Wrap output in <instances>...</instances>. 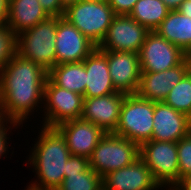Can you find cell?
Instances as JSON below:
<instances>
[{
	"label": "cell",
	"instance_id": "obj_20",
	"mask_svg": "<svg viewBox=\"0 0 191 190\" xmlns=\"http://www.w3.org/2000/svg\"><path fill=\"white\" fill-rule=\"evenodd\" d=\"M155 32L180 47L187 55L191 54V18L178 10H170L167 17Z\"/></svg>",
	"mask_w": 191,
	"mask_h": 190
},
{
	"label": "cell",
	"instance_id": "obj_10",
	"mask_svg": "<svg viewBox=\"0 0 191 190\" xmlns=\"http://www.w3.org/2000/svg\"><path fill=\"white\" fill-rule=\"evenodd\" d=\"M150 31L129 15H115L98 48L107 51L139 53Z\"/></svg>",
	"mask_w": 191,
	"mask_h": 190
},
{
	"label": "cell",
	"instance_id": "obj_21",
	"mask_svg": "<svg viewBox=\"0 0 191 190\" xmlns=\"http://www.w3.org/2000/svg\"><path fill=\"white\" fill-rule=\"evenodd\" d=\"M48 78L57 86L82 96L86 89V70L83 61L55 65Z\"/></svg>",
	"mask_w": 191,
	"mask_h": 190
},
{
	"label": "cell",
	"instance_id": "obj_24",
	"mask_svg": "<svg viewBox=\"0 0 191 190\" xmlns=\"http://www.w3.org/2000/svg\"><path fill=\"white\" fill-rule=\"evenodd\" d=\"M56 190H102V177L91 167L80 174H64Z\"/></svg>",
	"mask_w": 191,
	"mask_h": 190
},
{
	"label": "cell",
	"instance_id": "obj_17",
	"mask_svg": "<svg viewBox=\"0 0 191 190\" xmlns=\"http://www.w3.org/2000/svg\"><path fill=\"white\" fill-rule=\"evenodd\" d=\"M160 185L150 169L138 158L134 163L102 177V190H154Z\"/></svg>",
	"mask_w": 191,
	"mask_h": 190
},
{
	"label": "cell",
	"instance_id": "obj_25",
	"mask_svg": "<svg viewBox=\"0 0 191 190\" xmlns=\"http://www.w3.org/2000/svg\"><path fill=\"white\" fill-rule=\"evenodd\" d=\"M179 181L191 177V132L177 142Z\"/></svg>",
	"mask_w": 191,
	"mask_h": 190
},
{
	"label": "cell",
	"instance_id": "obj_15",
	"mask_svg": "<svg viewBox=\"0 0 191 190\" xmlns=\"http://www.w3.org/2000/svg\"><path fill=\"white\" fill-rule=\"evenodd\" d=\"M65 138L71 155L89 158L105 132L92 122L74 119L55 127Z\"/></svg>",
	"mask_w": 191,
	"mask_h": 190
},
{
	"label": "cell",
	"instance_id": "obj_16",
	"mask_svg": "<svg viewBox=\"0 0 191 190\" xmlns=\"http://www.w3.org/2000/svg\"><path fill=\"white\" fill-rule=\"evenodd\" d=\"M191 132V118L164 102H154L151 140L178 142Z\"/></svg>",
	"mask_w": 191,
	"mask_h": 190
},
{
	"label": "cell",
	"instance_id": "obj_5",
	"mask_svg": "<svg viewBox=\"0 0 191 190\" xmlns=\"http://www.w3.org/2000/svg\"><path fill=\"white\" fill-rule=\"evenodd\" d=\"M154 102L126 94L114 134L142 145L150 141L153 132Z\"/></svg>",
	"mask_w": 191,
	"mask_h": 190
},
{
	"label": "cell",
	"instance_id": "obj_13",
	"mask_svg": "<svg viewBox=\"0 0 191 190\" xmlns=\"http://www.w3.org/2000/svg\"><path fill=\"white\" fill-rule=\"evenodd\" d=\"M191 70L188 56L181 64L162 72H141L137 95L153 102H163L172 88Z\"/></svg>",
	"mask_w": 191,
	"mask_h": 190
},
{
	"label": "cell",
	"instance_id": "obj_14",
	"mask_svg": "<svg viewBox=\"0 0 191 190\" xmlns=\"http://www.w3.org/2000/svg\"><path fill=\"white\" fill-rule=\"evenodd\" d=\"M125 95L118 91L106 96L84 98L81 119L92 122L105 133H113L118 125Z\"/></svg>",
	"mask_w": 191,
	"mask_h": 190
},
{
	"label": "cell",
	"instance_id": "obj_29",
	"mask_svg": "<svg viewBox=\"0 0 191 190\" xmlns=\"http://www.w3.org/2000/svg\"><path fill=\"white\" fill-rule=\"evenodd\" d=\"M138 0H108L115 15H129Z\"/></svg>",
	"mask_w": 191,
	"mask_h": 190
},
{
	"label": "cell",
	"instance_id": "obj_19",
	"mask_svg": "<svg viewBox=\"0 0 191 190\" xmlns=\"http://www.w3.org/2000/svg\"><path fill=\"white\" fill-rule=\"evenodd\" d=\"M47 17L39 0H9L6 26L17 36Z\"/></svg>",
	"mask_w": 191,
	"mask_h": 190
},
{
	"label": "cell",
	"instance_id": "obj_4",
	"mask_svg": "<svg viewBox=\"0 0 191 190\" xmlns=\"http://www.w3.org/2000/svg\"><path fill=\"white\" fill-rule=\"evenodd\" d=\"M115 14L108 1L79 0L65 8L63 17L97 47L105 38Z\"/></svg>",
	"mask_w": 191,
	"mask_h": 190
},
{
	"label": "cell",
	"instance_id": "obj_12",
	"mask_svg": "<svg viewBox=\"0 0 191 190\" xmlns=\"http://www.w3.org/2000/svg\"><path fill=\"white\" fill-rule=\"evenodd\" d=\"M115 89L125 94H136L141 77L139 53L102 50Z\"/></svg>",
	"mask_w": 191,
	"mask_h": 190
},
{
	"label": "cell",
	"instance_id": "obj_36",
	"mask_svg": "<svg viewBox=\"0 0 191 190\" xmlns=\"http://www.w3.org/2000/svg\"><path fill=\"white\" fill-rule=\"evenodd\" d=\"M3 119V115H2V112H1V106H0V121Z\"/></svg>",
	"mask_w": 191,
	"mask_h": 190
},
{
	"label": "cell",
	"instance_id": "obj_22",
	"mask_svg": "<svg viewBox=\"0 0 191 190\" xmlns=\"http://www.w3.org/2000/svg\"><path fill=\"white\" fill-rule=\"evenodd\" d=\"M169 12L162 0H138L129 16L149 31H155Z\"/></svg>",
	"mask_w": 191,
	"mask_h": 190
},
{
	"label": "cell",
	"instance_id": "obj_7",
	"mask_svg": "<svg viewBox=\"0 0 191 190\" xmlns=\"http://www.w3.org/2000/svg\"><path fill=\"white\" fill-rule=\"evenodd\" d=\"M139 158L160 187L171 185V190L179 182L177 142L147 141L139 146Z\"/></svg>",
	"mask_w": 191,
	"mask_h": 190
},
{
	"label": "cell",
	"instance_id": "obj_23",
	"mask_svg": "<svg viewBox=\"0 0 191 190\" xmlns=\"http://www.w3.org/2000/svg\"><path fill=\"white\" fill-rule=\"evenodd\" d=\"M163 102L191 118V70L170 90Z\"/></svg>",
	"mask_w": 191,
	"mask_h": 190
},
{
	"label": "cell",
	"instance_id": "obj_35",
	"mask_svg": "<svg viewBox=\"0 0 191 190\" xmlns=\"http://www.w3.org/2000/svg\"><path fill=\"white\" fill-rule=\"evenodd\" d=\"M61 1H62V4H63L65 7H67L68 5L73 4V3H75V2H77V1H79V0H61Z\"/></svg>",
	"mask_w": 191,
	"mask_h": 190
},
{
	"label": "cell",
	"instance_id": "obj_31",
	"mask_svg": "<svg viewBox=\"0 0 191 190\" xmlns=\"http://www.w3.org/2000/svg\"><path fill=\"white\" fill-rule=\"evenodd\" d=\"M9 0H0V26L6 25L8 19Z\"/></svg>",
	"mask_w": 191,
	"mask_h": 190
},
{
	"label": "cell",
	"instance_id": "obj_1",
	"mask_svg": "<svg viewBox=\"0 0 191 190\" xmlns=\"http://www.w3.org/2000/svg\"><path fill=\"white\" fill-rule=\"evenodd\" d=\"M48 72L18 54L0 69V106L3 118L20 125L44 99Z\"/></svg>",
	"mask_w": 191,
	"mask_h": 190
},
{
	"label": "cell",
	"instance_id": "obj_28",
	"mask_svg": "<svg viewBox=\"0 0 191 190\" xmlns=\"http://www.w3.org/2000/svg\"><path fill=\"white\" fill-rule=\"evenodd\" d=\"M43 10L48 16L62 17L65 12V6L61 0H39Z\"/></svg>",
	"mask_w": 191,
	"mask_h": 190
},
{
	"label": "cell",
	"instance_id": "obj_3",
	"mask_svg": "<svg viewBox=\"0 0 191 190\" xmlns=\"http://www.w3.org/2000/svg\"><path fill=\"white\" fill-rule=\"evenodd\" d=\"M57 17L48 16L16 36V54L49 72L56 65Z\"/></svg>",
	"mask_w": 191,
	"mask_h": 190
},
{
	"label": "cell",
	"instance_id": "obj_26",
	"mask_svg": "<svg viewBox=\"0 0 191 190\" xmlns=\"http://www.w3.org/2000/svg\"><path fill=\"white\" fill-rule=\"evenodd\" d=\"M16 36L6 26H0V69L16 53Z\"/></svg>",
	"mask_w": 191,
	"mask_h": 190
},
{
	"label": "cell",
	"instance_id": "obj_32",
	"mask_svg": "<svg viewBox=\"0 0 191 190\" xmlns=\"http://www.w3.org/2000/svg\"><path fill=\"white\" fill-rule=\"evenodd\" d=\"M171 190H191V177L179 181Z\"/></svg>",
	"mask_w": 191,
	"mask_h": 190
},
{
	"label": "cell",
	"instance_id": "obj_2",
	"mask_svg": "<svg viewBox=\"0 0 191 190\" xmlns=\"http://www.w3.org/2000/svg\"><path fill=\"white\" fill-rule=\"evenodd\" d=\"M37 143L29 157L39 183L33 182L28 190H56L64 180L67 160L71 153L65 138L56 128L42 127ZM32 163V164H31Z\"/></svg>",
	"mask_w": 191,
	"mask_h": 190
},
{
	"label": "cell",
	"instance_id": "obj_30",
	"mask_svg": "<svg viewBox=\"0 0 191 190\" xmlns=\"http://www.w3.org/2000/svg\"><path fill=\"white\" fill-rule=\"evenodd\" d=\"M5 121H6V124H8L7 122H10V124H12V127L13 126H17V124L15 122H12L10 120H7L6 118H3L1 121H0V157L2 156V154H5L6 151H7V147L8 146L7 144V131L8 129L5 127Z\"/></svg>",
	"mask_w": 191,
	"mask_h": 190
},
{
	"label": "cell",
	"instance_id": "obj_6",
	"mask_svg": "<svg viewBox=\"0 0 191 190\" xmlns=\"http://www.w3.org/2000/svg\"><path fill=\"white\" fill-rule=\"evenodd\" d=\"M138 158L139 145L114 133H105L89 157V165L103 177L131 165Z\"/></svg>",
	"mask_w": 191,
	"mask_h": 190
},
{
	"label": "cell",
	"instance_id": "obj_27",
	"mask_svg": "<svg viewBox=\"0 0 191 190\" xmlns=\"http://www.w3.org/2000/svg\"><path fill=\"white\" fill-rule=\"evenodd\" d=\"M89 167V158L71 155L67 160V168L64 174H80L85 172Z\"/></svg>",
	"mask_w": 191,
	"mask_h": 190
},
{
	"label": "cell",
	"instance_id": "obj_9",
	"mask_svg": "<svg viewBox=\"0 0 191 190\" xmlns=\"http://www.w3.org/2000/svg\"><path fill=\"white\" fill-rule=\"evenodd\" d=\"M189 55L155 31H150L139 51L141 72H162L181 64Z\"/></svg>",
	"mask_w": 191,
	"mask_h": 190
},
{
	"label": "cell",
	"instance_id": "obj_34",
	"mask_svg": "<svg viewBox=\"0 0 191 190\" xmlns=\"http://www.w3.org/2000/svg\"><path fill=\"white\" fill-rule=\"evenodd\" d=\"M185 0H162L170 10H177Z\"/></svg>",
	"mask_w": 191,
	"mask_h": 190
},
{
	"label": "cell",
	"instance_id": "obj_18",
	"mask_svg": "<svg viewBox=\"0 0 191 190\" xmlns=\"http://www.w3.org/2000/svg\"><path fill=\"white\" fill-rule=\"evenodd\" d=\"M86 89L84 98L106 96L118 92L112 84L107 56L96 47L84 60Z\"/></svg>",
	"mask_w": 191,
	"mask_h": 190
},
{
	"label": "cell",
	"instance_id": "obj_8",
	"mask_svg": "<svg viewBox=\"0 0 191 190\" xmlns=\"http://www.w3.org/2000/svg\"><path fill=\"white\" fill-rule=\"evenodd\" d=\"M45 100L44 127L55 128L63 122L81 118L84 97L55 85L49 78L44 86Z\"/></svg>",
	"mask_w": 191,
	"mask_h": 190
},
{
	"label": "cell",
	"instance_id": "obj_33",
	"mask_svg": "<svg viewBox=\"0 0 191 190\" xmlns=\"http://www.w3.org/2000/svg\"><path fill=\"white\" fill-rule=\"evenodd\" d=\"M177 10L183 15L191 18V0H185Z\"/></svg>",
	"mask_w": 191,
	"mask_h": 190
},
{
	"label": "cell",
	"instance_id": "obj_11",
	"mask_svg": "<svg viewBox=\"0 0 191 190\" xmlns=\"http://www.w3.org/2000/svg\"><path fill=\"white\" fill-rule=\"evenodd\" d=\"M96 47L63 16L57 17L56 65L82 62Z\"/></svg>",
	"mask_w": 191,
	"mask_h": 190
}]
</instances>
